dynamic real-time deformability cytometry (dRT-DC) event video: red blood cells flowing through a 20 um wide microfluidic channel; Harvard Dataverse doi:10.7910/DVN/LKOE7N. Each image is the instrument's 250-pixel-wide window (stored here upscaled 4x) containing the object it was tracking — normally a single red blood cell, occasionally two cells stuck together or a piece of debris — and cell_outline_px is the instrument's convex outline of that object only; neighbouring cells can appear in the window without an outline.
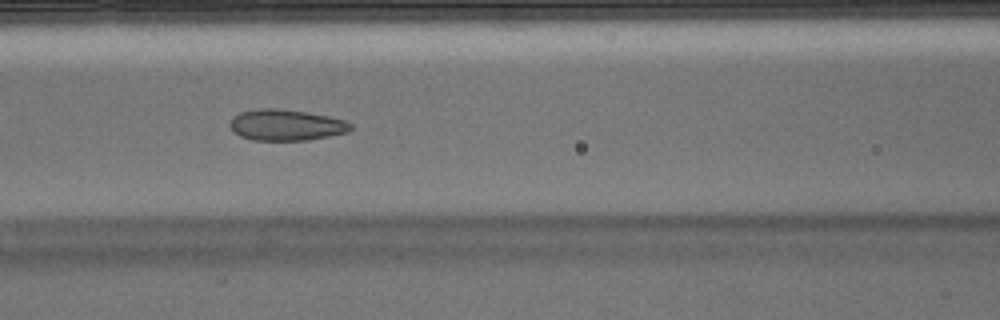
{"species": "Egyptian fruit bat (a non-hibernating species)", "species_latin": "Rousettus aegyptiacus", "temperature_condition": "warm", "stored_images_in_passage": 36, "camera_frame_rate_fps": 3000, "um_per_image_px": 0.085, "animal": {"sex": "male"}, "frame": {"image": 1, "passage_image": 7, "time_ms": 2.0, "image_size_px": [1000, 320], "cell_outline_px": [[352, 128], [348, 132], [308, 140], [252, 140], [240, 136], [228, 124], [232, 116], [240, 112], [260, 108], [276, 108], [304, 112], [328, 116], [344, 120], [352, 124]], "centroid_in_image_um": [24.3, 10.62], "position_along_channel_um": 142.3, "area_um2": 21.79}}
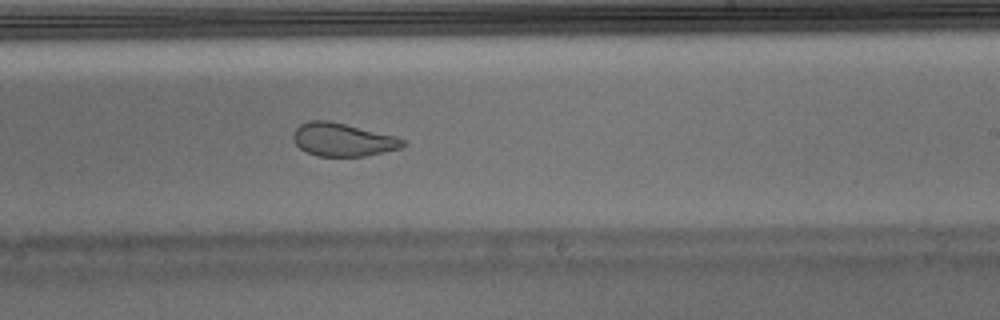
{"frame": {"image": 2, "passage_image": 16, "time_ms": 5.0, "image_size_px": [1000, 320], "cell_outline_px": [[404, 144], [400, 148], [364, 156], [316, 156], [300, 148], [296, 144], [292, 136], [296, 128], [300, 124], [308, 120], [328, 120], [396, 136], [404, 140]], "centroid_in_image_um": [29.1, 11.86], "position_along_channel_um": 259.9, "area_um2": 20.98}}
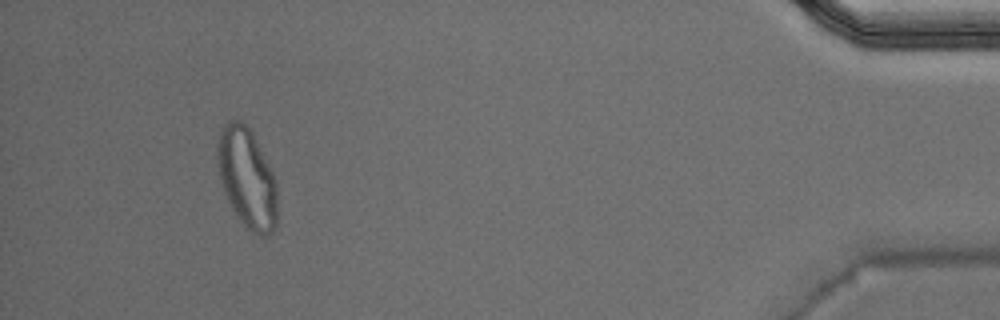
{"frame": {"image": 3, "passage_image": 33, "time_ms": 10.667, "image_size_px": [1000, 320], "cell_outline_px": [[276, 224], [272, 232], [268, 236], [260, 236], [252, 232], [236, 216], [224, 192], [216, 164], [216, 144], [220, 132], [224, 124], [228, 120], [240, 120], [252, 132], [276, 180]], "centroid_in_image_um": [20.96, 15.13], "position_along_channel_um": 414.2, "area_um2": 34.8}, "authors_computed_cell_mechanics": {"area_um2": 22.9755, "velocity_mm_per_s": 3.9279, "shape_relaxation_time_tau1_ms": null, "shape_relaxation_time_tau2_ms": 1.1128, "deformation_change_tau1": null, "deformation_change_tau2": 0.0738}}